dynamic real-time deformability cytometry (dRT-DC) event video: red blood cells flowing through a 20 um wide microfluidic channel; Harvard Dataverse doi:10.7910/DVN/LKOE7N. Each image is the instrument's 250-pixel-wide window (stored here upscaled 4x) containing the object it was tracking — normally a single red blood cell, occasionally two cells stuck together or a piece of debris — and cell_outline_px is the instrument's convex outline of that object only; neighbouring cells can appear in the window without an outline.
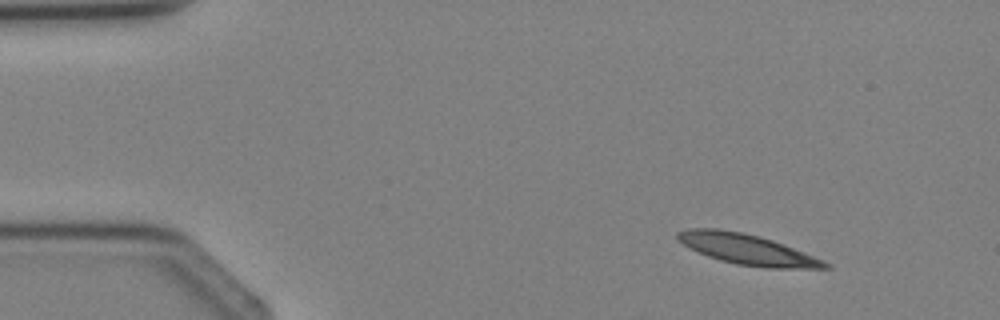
{"species": "Egyptian fruit bat (a non-hibernating species)", "species_latin": "Rousettus aegyptiacus", "temperature_condition": "cold", "stored_images_in_passage": 3, "camera_frame_rate_fps": 3000, "um_per_image_px": 0.085, "animal": {"sex": "female"}, "frame": {"image": 1, "passage_image": 1, "time_ms": 0.0, "image_size_px": [1000, 320], "cell_outline_px": [[832, 268], [768, 268], [736, 264], [720, 260], [708, 256], [676, 240], [676, 232], [688, 228], [720, 228], [760, 236], [784, 244], [824, 260], [832, 264]], "centroid_in_image_um": [63.53, 21.19], "position_along_channel_um": 21.5, "area_um2": 26.13}}
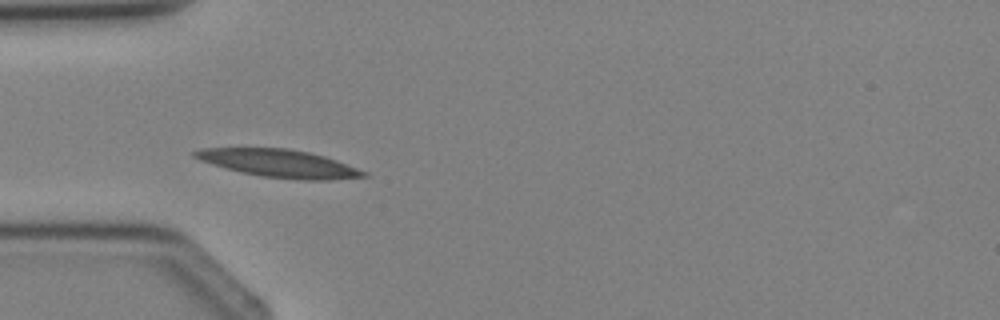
{"frame": {"image": 2, "passage_image": 3, "time_ms": 2.333, "image_size_px": [1000, 320], "cell_outline_px": [[368, 176], [328, 180], [304, 180], [260, 176], [240, 172], [224, 168], [200, 160], [192, 156], [192, 152], [200, 148], [288, 148], [308, 152], [324, 156], [336, 160], [368, 172]], "centroid_in_image_um": [23.7, 13.89], "position_along_channel_um": 61.3, "area_um2": 27.28}}